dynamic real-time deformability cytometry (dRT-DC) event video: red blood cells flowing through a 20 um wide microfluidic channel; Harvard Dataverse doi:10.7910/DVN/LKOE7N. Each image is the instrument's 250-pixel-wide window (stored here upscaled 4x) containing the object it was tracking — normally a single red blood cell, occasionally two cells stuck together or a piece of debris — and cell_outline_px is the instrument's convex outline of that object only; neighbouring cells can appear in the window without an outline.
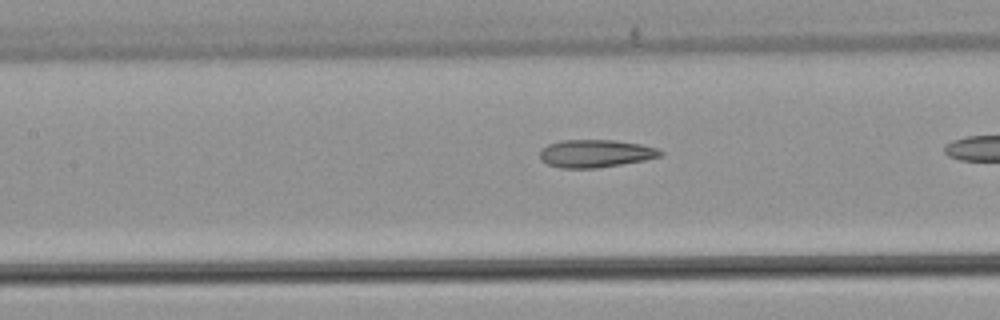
{"species": "common noctule bat (a hibernating species)", "species_latin": "Nyctalus noctula", "temperature_condition": "warm", "stored_images_in_passage": 27, "camera_frame_rate_fps": 3000, "um_per_image_px": 0.085, "animal": {"sex": "male", "body_mass_g": 21.5, "forearm_length_mm": 52.0}, "frame": {"image": 1, "passage_image": 20, "time_ms": 6.333, "image_size_px": [1000, 320], "cell_outline_px": [[664, 152], [660, 156], [644, 160], [596, 168], [564, 168], [548, 164], [540, 160], [540, 148], [548, 144], [560, 140], [612, 140], [640, 144], [656, 148]], "centroid_in_image_um": [50.57, 13.04], "position_along_channel_um": 156.8, "area_um2": 19.36}}
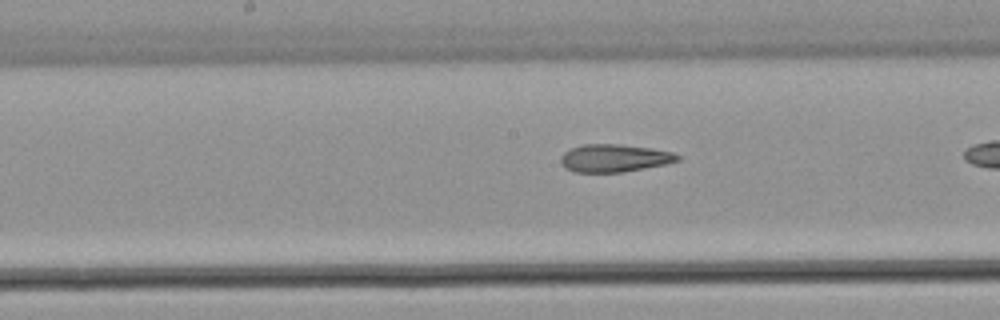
{"frame": {"image": 2, "passage_image": 23, "time_ms": 7.333, "image_size_px": [1000, 320], "cell_outline_px": [[680, 160], [664, 164], [644, 168], [620, 172], [572, 172], [564, 168], [560, 164], [560, 156], [564, 152], [580, 144], [620, 144], [652, 148], [672, 152], [680, 156]], "centroid_in_image_um": [52.16, 13.43], "position_along_channel_um": 196.0, "area_um2": 18.96}}